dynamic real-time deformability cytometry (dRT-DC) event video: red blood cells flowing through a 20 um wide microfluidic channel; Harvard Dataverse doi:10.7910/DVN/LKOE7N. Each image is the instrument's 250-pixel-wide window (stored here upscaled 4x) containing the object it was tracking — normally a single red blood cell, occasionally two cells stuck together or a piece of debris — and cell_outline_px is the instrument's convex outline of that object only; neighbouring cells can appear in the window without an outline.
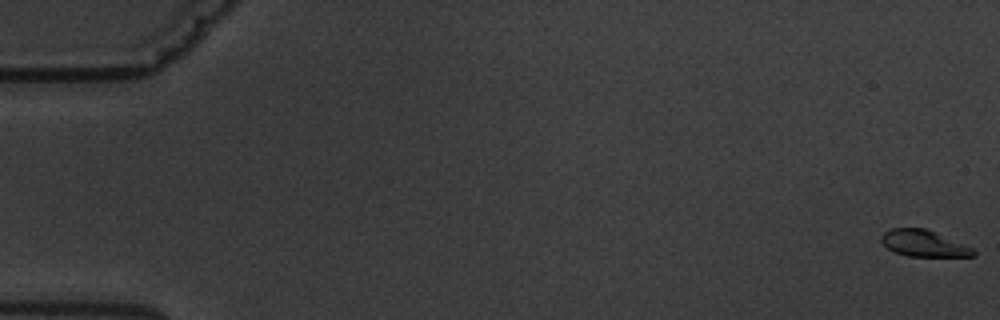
{"species": "common noctule bat (a hibernating species)", "species_latin": "Nyctalus noctula", "temperature_condition": "warm", "stored_images_in_passage": 5, "camera_frame_rate_fps": 3000, "um_per_image_px": 0.085, "animal": {"sex": "male", "body_mass_g": 19.5, "forearm_length_mm": 54.6}, "frame": {"image": 1, "passage_image": 1, "time_ms": 0.0, "image_size_px": [1000, 320], "cell_outline_px": [[976, 256], [908, 256], [896, 252], [888, 248], [880, 240], [880, 236], [884, 232], [892, 228], [924, 228], [972, 248], [976, 252]], "centroid_in_image_um": [78.48, 20.69], "position_along_channel_um": 6.5, "area_um2": 13.81}}
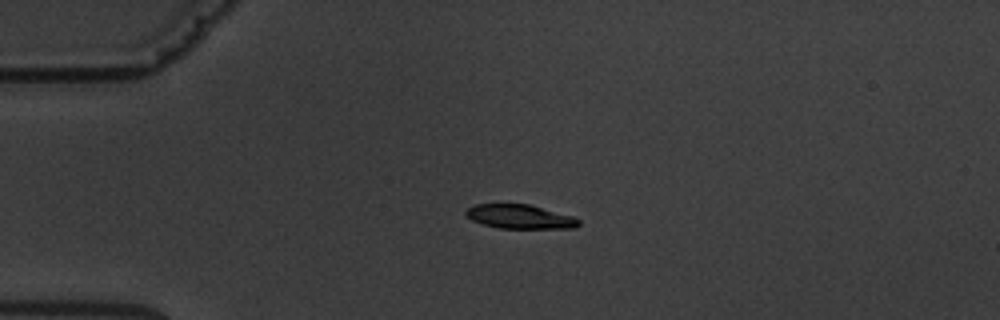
{"frame": {"image": 2, "passage_image": 5, "time_ms": 4.667, "image_size_px": [1000, 320], "cell_outline_px": [[580, 224], [576, 228], [500, 228], [484, 224], [472, 220], [464, 212], [468, 208], [476, 204], [528, 204], [572, 216], [580, 220]], "centroid_in_image_um": [44.21, 18.42], "position_along_channel_um": 40.8, "area_um2": 15.61}}